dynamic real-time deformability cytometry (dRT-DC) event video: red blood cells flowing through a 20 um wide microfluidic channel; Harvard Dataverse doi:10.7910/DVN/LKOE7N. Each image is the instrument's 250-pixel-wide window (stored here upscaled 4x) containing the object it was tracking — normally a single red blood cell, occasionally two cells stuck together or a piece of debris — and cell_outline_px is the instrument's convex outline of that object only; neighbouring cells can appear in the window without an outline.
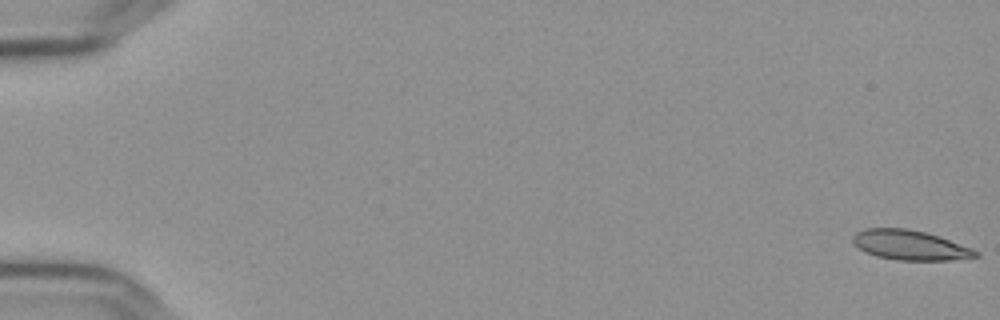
{"species": "Egyptian fruit bat (a non-hibernating species)", "species_latin": "Rousettus aegyptiacus", "temperature_condition": "cold", "stored_images_in_passage": 57, "camera_frame_rate_fps": 3000, "um_per_image_px": 0.085, "frame": {"image": 1, "passage_image": 1, "time_ms": 0.0, "image_size_px": [1000, 320], "cell_outline_px": [[980, 256], [952, 260], [896, 260], [876, 256], [864, 252], [852, 240], [852, 236], [856, 232], [864, 228], [908, 228], [924, 232], [972, 248], [980, 252]], "centroid_in_image_um": [77.33, 20.84], "position_along_channel_um": 7.7, "area_um2": 21.21}}
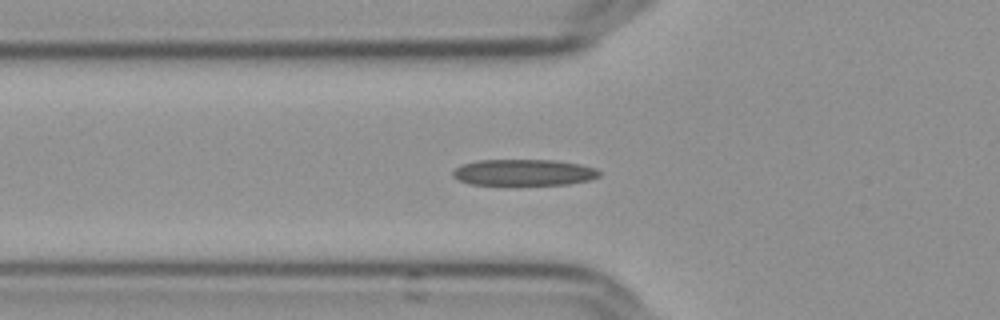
{"frame": {"image": 2, "passage_image": 21, "time_ms": 6.667, "image_size_px": [1000, 320], "cell_outline_px": [[600, 176], [592, 180], [568, 184], [468, 184], [452, 176], [452, 172], [460, 164], [476, 160], [556, 160], [580, 164], [596, 168], [600, 172]], "centroid_in_image_um": [44.53, 14.65], "position_along_channel_um": 81.3, "area_um2": 22.48}}
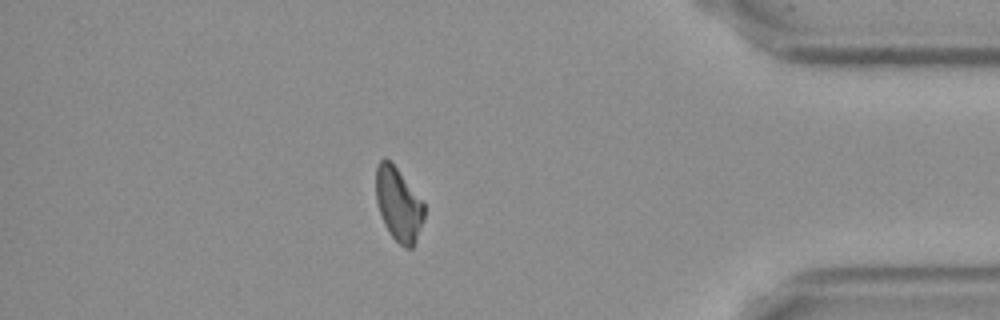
{"frame": {"image": 3, "passage_image": 50, "time_ms": 16.333, "image_size_px": [1000, 320], "cell_outline_px": [[424, 216], [416, 240], [412, 248], [404, 248], [392, 236], [384, 224], [376, 200], [376, 164], [384, 156], [396, 168], [424, 204]], "centroid_in_image_um": [33.85, 17.37], "position_along_channel_um": 401.4, "area_um2": 20.17}, "authors_computed_cell_mechanics": {"area_um2": 21.9062, "velocity_mm_per_s": 3.6379, "shape_relaxation_time_tau1_ms": null, "shape_relaxation_time_tau2_ms": 5.9804, "deformation_change_tau1": null, "deformation_change_tau2": 0.1481}}